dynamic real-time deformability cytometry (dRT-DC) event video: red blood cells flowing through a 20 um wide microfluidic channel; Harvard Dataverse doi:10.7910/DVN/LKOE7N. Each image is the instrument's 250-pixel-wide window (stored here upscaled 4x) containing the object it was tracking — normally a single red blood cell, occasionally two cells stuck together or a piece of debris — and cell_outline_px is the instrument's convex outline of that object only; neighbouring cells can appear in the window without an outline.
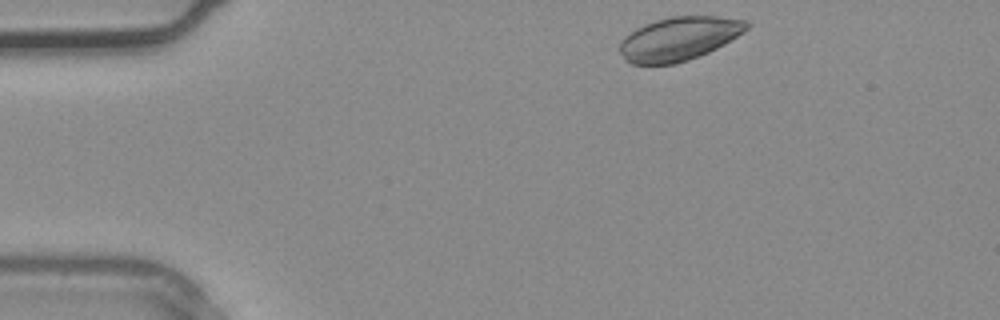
{"species": "common noctule bat (a hibernating species)", "species_latin": "Nyctalus noctula", "temperature_condition": "warm", "stored_images_in_passage": 2, "camera_frame_rate_fps": 3000, "um_per_image_px": 0.085, "animal": {"sex": "male", "body_mass_g": 20.4}, "frame": {"image": 1, "passage_image": 1, "time_ms": 0.0, "image_size_px": [1000, 320], "cell_outline_px": [[748, 28], [724, 44], [700, 56], [676, 64], [632, 64], [620, 52], [620, 40], [624, 36], [636, 28], [644, 24], [656, 20], [672, 16], [716, 16], [748, 20]], "centroid_in_image_um": [57.7, 3.28], "position_along_channel_um": 27.3, "area_um2": 32.08}}